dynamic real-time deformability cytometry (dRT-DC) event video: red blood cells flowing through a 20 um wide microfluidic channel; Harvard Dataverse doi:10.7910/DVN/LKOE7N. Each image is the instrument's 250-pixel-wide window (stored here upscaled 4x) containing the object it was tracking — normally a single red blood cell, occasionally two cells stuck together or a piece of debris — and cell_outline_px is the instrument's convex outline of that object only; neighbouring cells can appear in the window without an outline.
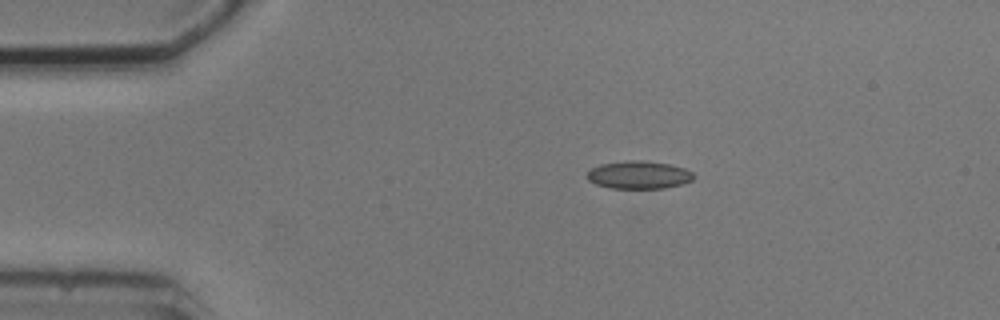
{"species": "common noctule bat (a hibernating species)", "species_latin": "Nyctalus noctula", "temperature_condition": "cold", "stored_images_in_passage": 2, "camera_frame_rate_fps": 3000, "um_per_image_px": 0.085, "animal": {"sex": "male", "body_mass_g": 20.5, "forearm_length_mm": 52.5}, "frame": {"image": 1, "passage_image": 1, "time_ms": 0.0, "image_size_px": [1000, 320], "cell_outline_px": [[696, 176], [692, 180], [684, 184], [664, 188], [608, 188], [596, 184], [588, 180], [588, 172], [592, 168], [600, 164], [628, 160], [644, 160], [668, 164], [684, 168], [692, 172]], "centroid_in_image_um": [54.32, 14.87], "position_along_channel_um": 30.7, "area_um2": 17.34}}